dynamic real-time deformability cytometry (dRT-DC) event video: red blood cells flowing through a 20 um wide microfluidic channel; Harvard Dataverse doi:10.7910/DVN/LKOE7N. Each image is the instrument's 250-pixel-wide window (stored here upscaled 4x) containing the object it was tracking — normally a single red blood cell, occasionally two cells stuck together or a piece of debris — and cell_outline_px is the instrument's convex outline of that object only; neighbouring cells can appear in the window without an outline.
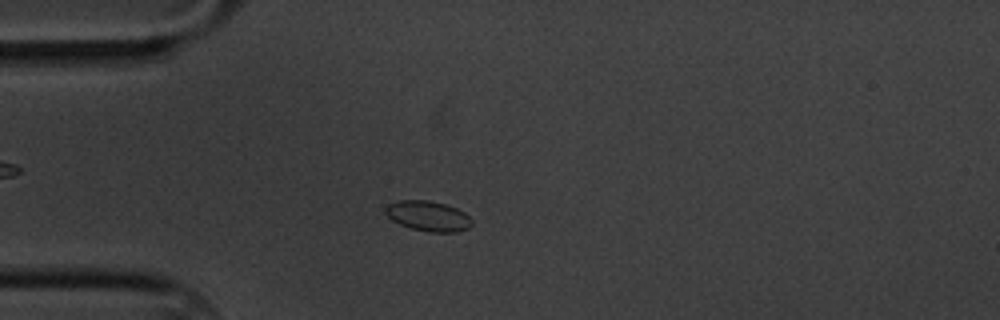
{"species": "common noctule bat (a hibernating species)", "species_latin": "Nyctalus noctula", "temperature_condition": "cold", "stored_images_in_passage": 50, "camera_frame_rate_fps": 3000, "um_per_image_px": 0.085, "animal": {"sex": "male", "body_mass_g": 20.1, "forearm_length_mm": 53.5}, "frame": {"image": 1, "passage_image": 6, "time_ms": 1.667, "image_size_px": [1000, 320], "cell_outline_px": [[472, 224], [468, 228], [456, 232], [428, 232], [412, 228], [400, 224], [392, 220], [384, 212], [384, 208], [388, 204], [400, 200], [428, 200], [444, 204], [456, 208], [464, 212], [472, 220]], "centroid_in_image_um": [36.38, 18.36], "position_along_channel_um": 48.6, "area_um2": 15.14}}
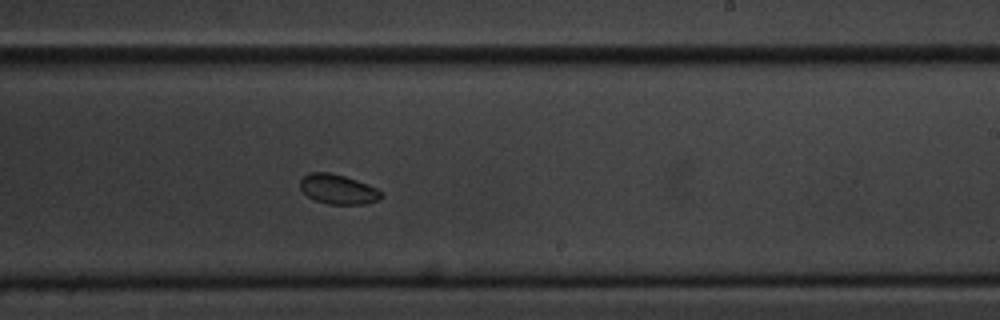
{"frame": {"image": 2, "passage_image": 26, "time_ms": 8.333, "image_size_px": [1000, 320], "cell_outline_px": [[384, 196], [380, 200], [364, 204], [328, 204], [316, 200], [308, 196], [300, 188], [300, 180], [304, 176], [312, 172], [328, 172], [344, 176], [368, 184], [376, 188]], "centroid_in_image_um": [28.75, 16.09], "position_along_channel_um": 260.3, "area_um2": 13.93}}
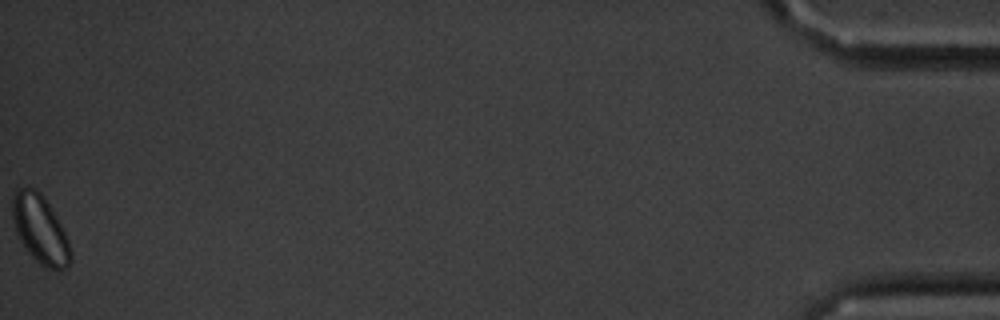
{"frame": {"image": 3, "passage_image": 50, "time_ms": 16.333, "image_size_px": [1000, 320], "cell_outline_px": [[72, 260], [68, 268], [56, 272], [40, 264], [28, 252], [20, 240], [16, 232], [12, 220], [12, 196], [16, 188], [36, 188], [40, 192], [48, 204], [60, 224], [68, 240], [72, 252]], "centroid_in_image_um": [3.42, 19.53], "position_along_channel_um": 431.8, "area_um2": 23.24}}